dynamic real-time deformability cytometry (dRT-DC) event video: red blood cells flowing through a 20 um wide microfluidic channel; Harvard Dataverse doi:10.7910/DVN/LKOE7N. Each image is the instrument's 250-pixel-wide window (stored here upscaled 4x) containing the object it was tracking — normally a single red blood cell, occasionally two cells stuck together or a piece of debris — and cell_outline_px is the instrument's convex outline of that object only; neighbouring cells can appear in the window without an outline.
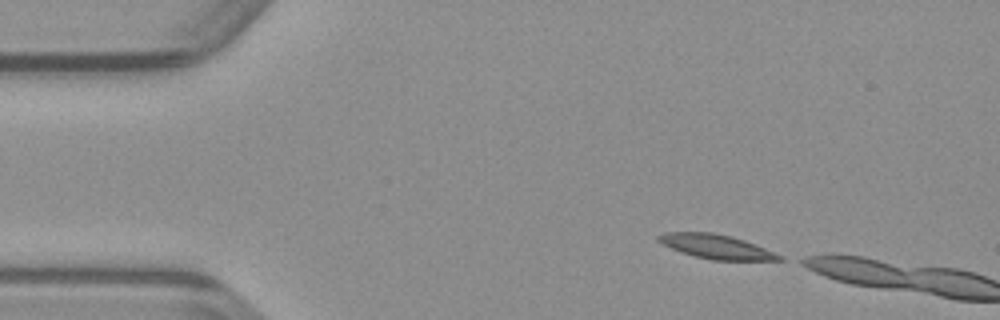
{"species": "common noctule bat (a hibernating species)", "species_latin": "Nyctalus noctula", "temperature_condition": "warm", "stored_images_in_passage": 3, "camera_frame_rate_fps": 3000, "um_per_image_px": 0.085, "animal": {"sex": "male", "body_mass_g": 23.1, "forearm_length_mm": 52.7}, "frame": {"image": 1, "passage_image": 1, "time_ms": 0.0, "image_size_px": [1000, 320], "cell_outline_px": [[784, 260], [712, 260], [680, 252], [656, 240], [656, 236], [664, 232], [712, 232], [744, 240], [784, 256]], "centroid_in_image_um": [60.86, 20.96], "position_along_channel_um": 24.1, "area_um2": 16.88}}